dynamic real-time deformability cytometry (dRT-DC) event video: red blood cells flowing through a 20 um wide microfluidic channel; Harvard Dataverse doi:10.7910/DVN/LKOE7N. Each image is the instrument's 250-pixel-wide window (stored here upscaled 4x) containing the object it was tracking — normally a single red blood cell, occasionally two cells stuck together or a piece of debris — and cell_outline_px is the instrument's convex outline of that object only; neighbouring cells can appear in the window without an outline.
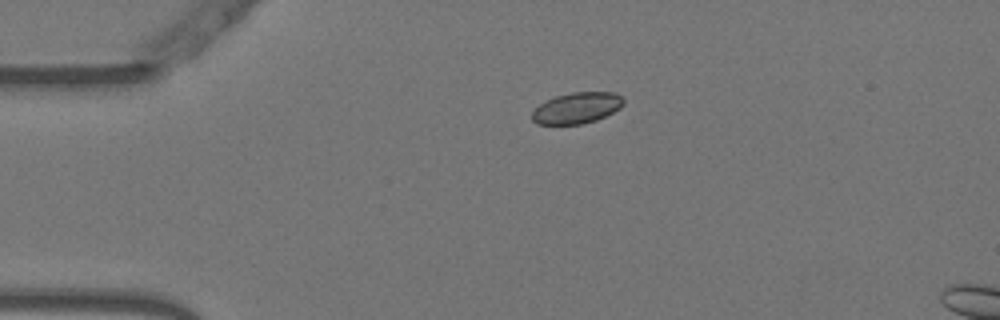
{"species": "Egyptian fruit bat (a non-hibernating species)", "species_latin": "Rousettus aegyptiacus", "temperature_condition": "warm", "stored_images_in_passage": 6, "camera_frame_rate_fps": 3000, "um_per_image_px": 0.085, "animal": {"sex": "female"}, "frame": {"image": 1, "passage_image": 1, "time_ms": 0.0, "image_size_px": [1000, 320], "cell_outline_px": [[624, 104], [620, 108], [596, 120], [580, 124], [536, 124], [532, 120], [532, 112], [540, 104], [556, 96], [572, 92], [616, 92], [624, 100]], "centroid_in_image_um": [49.04, 9.17], "position_along_channel_um": 36.0, "area_um2": 16.42}}